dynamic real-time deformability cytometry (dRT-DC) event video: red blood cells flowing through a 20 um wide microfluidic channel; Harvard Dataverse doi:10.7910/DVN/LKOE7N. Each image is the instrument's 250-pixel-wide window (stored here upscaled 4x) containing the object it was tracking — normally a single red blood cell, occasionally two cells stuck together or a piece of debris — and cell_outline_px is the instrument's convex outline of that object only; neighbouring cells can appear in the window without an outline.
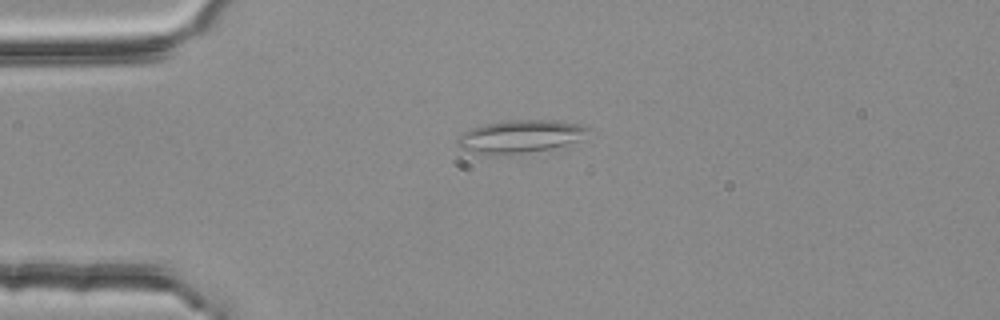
{"species": "common noctule bat (a hibernating species)", "species_latin": "Nyctalus noctula", "temperature_condition": "room temperature", "stored_images_in_passage": 2, "camera_frame_rate_fps": 3000, "um_per_image_px": 0.085, "animal": {"sex": "female", "body_mass_g": 25.1}, "frame": {"image": 1, "passage_image": 1, "time_ms": 0.0, "image_size_px": [1000, 320], "cell_outline_px": [[592, 128], [576, 140], [564, 144], [548, 148], [508, 156], [484, 156], [460, 148], [456, 144], [456, 136], [472, 128], [488, 124], [508, 120], [556, 120], [580, 124]], "centroid_in_image_um": [44.11, 11.62], "position_along_channel_um": 40.9, "area_um2": 25.09}}
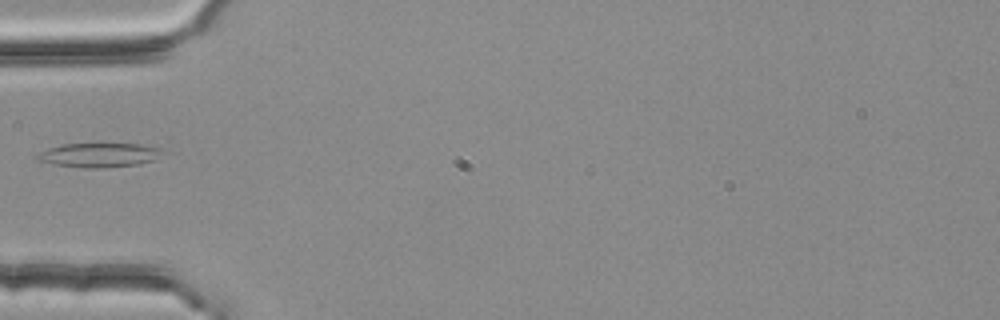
{"frame": {"image": 2, "passage_image": 2, "time_ms": 0.333, "image_size_px": [1000, 320], "cell_outline_px": [[164, 152], [156, 160], [140, 164], [104, 168], [80, 168], [52, 164], [36, 160], [36, 156], [40, 152], [48, 148], [64, 144], [104, 140], [140, 144], [156, 148]], "centroid_in_image_um": [8.42, 13.13], "position_along_channel_um": 76.6, "area_um2": 18.84}}